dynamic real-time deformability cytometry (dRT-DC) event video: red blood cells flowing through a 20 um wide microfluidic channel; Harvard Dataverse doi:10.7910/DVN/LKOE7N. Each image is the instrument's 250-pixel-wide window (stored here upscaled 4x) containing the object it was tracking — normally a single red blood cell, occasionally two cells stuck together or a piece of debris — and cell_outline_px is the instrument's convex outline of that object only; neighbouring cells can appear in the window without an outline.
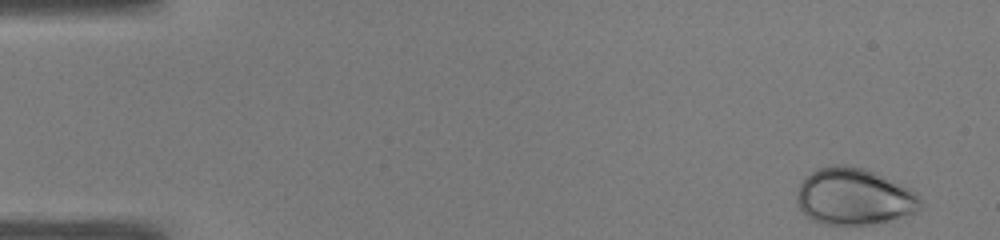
{"species": "common noctule bat (a hibernating species)", "species_latin": "Nyctalus noctula", "temperature_condition": "warm", "stored_images_in_passage": 49, "camera_frame_rate_fps": 3000, "um_per_image_px": 0.085, "animal": {"sex": "male", "body_mass_g": 19.0, "forearm_length_mm": 50.8}, "frame": {"image": 1, "passage_image": 1, "time_ms": 0.0, "image_size_px": [1000, 240], "cell_outline_px": [[924, 208], [916, 212], [888, 220], [872, 224], [824, 224], [812, 220], [796, 204], [796, 196], [800, 184], [816, 168], [836, 164], [864, 168], [876, 172], [908, 188], [920, 196]], "centroid_in_image_um": [72.6, 16.71], "position_along_channel_um": 12.4, "area_um2": 40.69}}
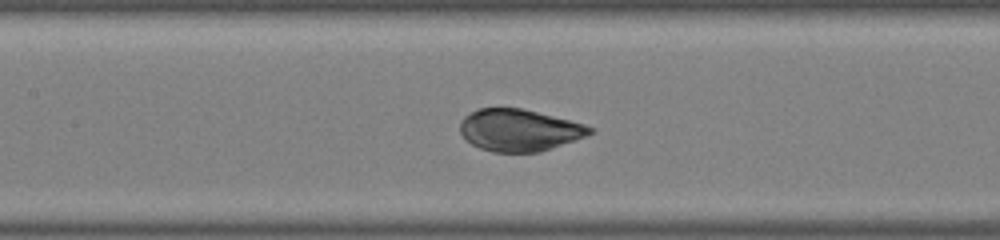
{"frame": {"image": 2, "passage_image": 22, "time_ms": 7.0, "image_size_px": [1000, 240], "cell_outline_px": [[596, 132], [540, 152], [492, 152], [480, 148], [464, 140], [460, 132], [460, 120], [464, 116], [480, 108], [520, 108], [584, 124], [596, 128]], "centroid_in_image_um": [44.11, 11.07], "position_along_channel_um": 163.3, "area_um2": 31.62}}
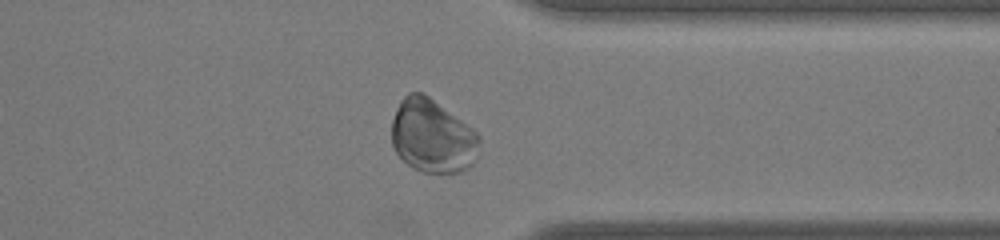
{"frame": {"image": 3, "passage_image": 38, "time_ms": 12.333, "image_size_px": [1000, 240], "cell_outline_px": [[480, 140], [472, 164], [464, 172], [424, 172], [412, 168], [396, 152], [392, 144], [392, 120], [396, 108], [400, 100], [408, 92], [424, 92], [472, 128], [480, 136]], "centroid_in_image_um": [36.73, 11.55], "position_along_channel_um": 374.7, "area_um2": 37.45}}